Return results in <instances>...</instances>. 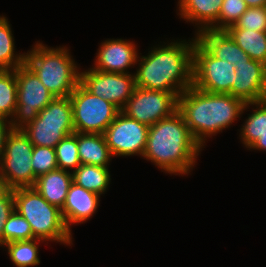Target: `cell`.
Listing matches in <instances>:
<instances>
[{"label":"cell","instance_id":"6da1fadb","mask_svg":"<svg viewBox=\"0 0 266 267\" xmlns=\"http://www.w3.org/2000/svg\"><path fill=\"white\" fill-rule=\"evenodd\" d=\"M191 39H171L149 48L138 56L136 87L176 93L178 96L193 86L194 45Z\"/></svg>","mask_w":266,"mask_h":267},{"label":"cell","instance_id":"7a4b0ae2","mask_svg":"<svg viewBox=\"0 0 266 267\" xmlns=\"http://www.w3.org/2000/svg\"><path fill=\"white\" fill-rule=\"evenodd\" d=\"M202 149L177 110L171 116L149 126L142 159L150 161L165 174L188 176Z\"/></svg>","mask_w":266,"mask_h":267},{"label":"cell","instance_id":"3957f363","mask_svg":"<svg viewBox=\"0 0 266 267\" xmlns=\"http://www.w3.org/2000/svg\"><path fill=\"white\" fill-rule=\"evenodd\" d=\"M249 107L250 103L230 94L205 92L191 86L178 96L177 110L194 139L205 148L207 139L231 127L245 111H250Z\"/></svg>","mask_w":266,"mask_h":267},{"label":"cell","instance_id":"277c9868","mask_svg":"<svg viewBox=\"0 0 266 267\" xmlns=\"http://www.w3.org/2000/svg\"><path fill=\"white\" fill-rule=\"evenodd\" d=\"M26 52L25 64L55 97H69L80 83L81 68L65 45L50 47L35 41Z\"/></svg>","mask_w":266,"mask_h":267},{"label":"cell","instance_id":"5b68a950","mask_svg":"<svg viewBox=\"0 0 266 267\" xmlns=\"http://www.w3.org/2000/svg\"><path fill=\"white\" fill-rule=\"evenodd\" d=\"M14 210L30 224L33 235L44 241L73 245V234L67 228L61 209L49 204L34 187L13 189Z\"/></svg>","mask_w":266,"mask_h":267},{"label":"cell","instance_id":"8992f818","mask_svg":"<svg viewBox=\"0 0 266 267\" xmlns=\"http://www.w3.org/2000/svg\"><path fill=\"white\" fill-rule=\"evenodd\" d=\"M21 130L33 146L55 148L65 136L75 132L70 98L55 97Z\"/></svg>","mask_w":266,"mask_h":267},{"label":"cell","instance_id":"52a82bcc","mask_svg":"<svg viewBox=\"0 0 266 267\" xmlns=\"http://www.w3.org/2000/svg\"><path fill=\"white\" fill-rule=\"evenodd\" d=\"M73 108V124L77 133L104 134L120 110L107 100L97 97L80 83L69 96Z\"/></svg>","mask_w":266,"mask_h":267},{"label":"cell","instance_id":"ba28073f","mask_svg":"<svg viewBox=\"0 0 266 267\" xmlns=\"http://www.w3.org/2000/svg\"><path fill=\"white\" fill-rule=\"evenodd\" d=\"M33 148V144L21 129H13L7 136L0 174L11 190L34 186L37 177L31 164Z\"/></svg>","mask_w":266,"mask_h":267},{"label":"cell","instance_id":"9c48e42d","mask_svg":"<svg viewBox=\"0 0 266 267\" xmlns=\"http://www.w3.org/2000/svg\"><path fill=\"white\" fill-rule=\"evenodd\" d=\"M17 106L10 122L12 129H22L32 122L55 96L43 85L33 71L23 64L16 68Z\"/></svg>","mask_w":266,"mask_h":267},{"label":"cell","instance_id":"30bf717a","mask_svg":"<svg viewBox=\"0 0 266 267\" xmlns=\"http://www.w3.org/2000/svg\"><path fill=\"white\" fill-rule=\"evenodd\" d=\"M235 78V66L215 58L196 39L194 45L193 86L205 92L230 94Z\"/></svg>","mask_w":266,"mask_h":267},{"label":"cell","instance_id":"8fae6325","mask_svg":"<svg viewBox=\"0 0 266 267\" xmlns=\"http://www.w3.org/2000/svg\"><path fill=\"white\" fill-rule=\"evenodd\" d=\"M177 109L176 93L136 87L121 112L140 123L152 126L171 116Z\"/></svg>","mask_w":266,"mask_h":267},{"label":"cell","instance_id":"7c38bea8","mask_svg":"<svg viewBox=\"0 0 266 267\" xmlns=\"http://www.w3.org/2000/svg\"><path fill=\"white\" fill-rule=\"evenodd\" d=\"M149 126L129 118L121 111L108 126L104 136L113 157L140 156L142 158Z\"/></svg>","mask_w":266,"mask_h":267},{"label":"cell","instance_id":"4fadbf2b","mask_svg":"<svg viewBox=\"0 0 266 267\" xmlns=\"http://www.w3.org/2000/svg\"><path fill=\"white\" fill-rule=\"evenodd\" d=\"M80 84L90 93L114 104L120 111L136 88L135 74L81 70Z\"/></svg>","mask_w":266,"mask_h":267},{"label":"cell","instance_id":"5bb4252c","mask_svg":"<svg viewBox=\"0 0 266 267\" xmlns=\"http://www.w3.org/2000/svg\"><path fill=\"white\" fill-rule=\"evenodd\" d=\"M99 45L92 69L107 73L135 74L134 71H129L137 65L139 56V49L133 40L112 38Z\"/></svg>","mask_w":266,"mask_h":267},{"label":"cell","instance_id":"9a60e30c","mask_svg":"<svg viewBox=\"0 0 266 267\" xmlns=\"http://www.w3.org/2000/svg\"><path fill=\"white\" fill-rule=\"evenodd\" d=\"M236 78L230 95L245 103L258 102L266 99V65L257 60L241 62L234 65Z\"/></svg>","mask_w":266,"mask_h":267},{"label":"cell","instance_id":"2e32d148","mask_svg":"<svg viewBox=\"0 0 266 267\" xmlns=\"http://www.w3.org/2000/svg\"><path fill=\"white\" fill-rule=\"evenodd\" d=\"M100 197L97 193L87 191L74 182L71 183L61 209L63 219L70 232H72V225L84 224L96 214L100 206Z\"/></svg>","mask_w":266,"mask_h":267},{"label":"cell","instance_id":"e0dca14e","mask_svg":"<svg viewBox=\"0 0 266 267\" xmlns=\"http://www.w3.org/2000/svg\"><path fill=\"white\" fill-rule=\"evenodd\" d=\"M177 3V15L195 25L196 35L210 29L218 21L223 0H178Z\"/></svg>","mask_w":266,"mask_h":267},{"label":"cell","instance_id":"ac0fdd59","mask_svg":"<svg viewBox=\"0 0 266 267\" xmlns=\"http://www.w3.org/2000/svg\"><path fill=\"white\" fill-rule=\"evenodd\" d=\"M196 38L215 58L221 61L238 65L251 60L226 31L206 29L196 34Z\"/></svg>","mask_w":266,"mask_h":267},{"label":"cell","instance_id":"d6986e66","mask_svg":"<svg viewBox=\"0 0 266 267\" xmlns=\"http://www.w3.org/2000/svg\"><path fill=\"white\" fill-rule=\"evenodd\" d=\"M72 182V172L55 169L38 176L33 187L49 204L62 209Z\"/></svg>","mask_w":266,"mask_h":267},{"label":"cell","instance_id":"ffe728a7","mask_svg":"<svg viewBox=\"0 0 266 267\" xmlns=\"http://www.w3.org/2000/svg\"><path fill=\"white\" fill-rule=\"evenodd\" d=\"M77 144L81 164L110 167L113 156L104 134L77 133Z\"/></svg>","mask_w":266,"mask_h":267},{"label":"cell","instance_id":"44dd1931","mask_svg":"<svg viewBox=\"0 0 266 267\" xmlns=\"http://www.w3.org/2000/svg\"><path fill=\"white\" fill-rule=\"evenodd\" d=\"M72 175L74 183L100 196L105 194L110 187L111 174L109 167L81 164Z\"/></svg>","mask_w":266,"mask_h":267},{"label":"cell","instance_id":"7402d4cb","mask_svg":"<svg viewBox=\"0 0 266 267\" xmlns=\"http://www.w3.org/2000/svg\"><path fill=\"white\" fill-rule=\"evenodd\" d=\"M251 113L244 120L239 131V139L248 150L254 142L266 134V99L258 102H250Z\"/></svg>","mask_w":266,"mask_h":267},{"label":"cell","instance_id":"603a6c76","mask_svg":"<svg viewBox=\"0 0 266 267\" xmlns=\"http://www.w3.org/2000/svg\"><path fill=\"white\" fill-rule=\"evenodd\" d=\"M8 18L0 15V70H15L25 64L26 52L17 53Z\"/></svg>","mask_w":266,"mask_h":267},{"label":"cell","instance_id":"cb8c5ba5","mask_svg":"<svg viewBox=\"0 0 266 267\" xmlns=\"http://www.w3.org/2000/svg\"><path fill=\"white\" fill-rule=\"evenodd\" d=\"M226 32L249 58L266 65V32L249 29H227Z\"/></svg>","mask_w":266,"mask_h":267},{"label":"cell","instance_id":"d4e9b609","mask_svg":"<svg viewBox=\"0 0 266 267\" xmlns=\"http://www.w3.org/2000/svg\"><path fill=\"white\" fill-rule=\"evenodd\" d=\"M45 242L42 239L35 238L26 241L9 242L1 248L7 251L9 259L14 266L32 267L40 264L39 246Z\"/></svg>","mask_w":266,"mask_h":267},{"label":"cell","instance_id":"484cf974","mask_svg":"<svg viewBox=\"0 0 266 267\" xmlns=\"http://www.w3.org/2000/svg\"><path fill=\"white\" fill-rule=\"evenodd\" d=\"M17 80L15 70L0 71V117L11 120L17 106Z\"/></svg>","mask_w":266,"mask_h":267},{"label":"cell","instance_id":"4316f807","mask_svg":"<svg viewBox=\"0 0 266 267\" xmlns=\"http://www.w3.org/2000/svg\"><path fill=\"white\" fill-rule=\"evenodd\" d=\"M58 169L74 172L80 165L77 132L65 136L55 147Z\"/></svg>","mask_w":266,"mask_h":267},{"label":"cell","instance_id":"83f0119b","mask_svg":"<svg viewBox=\"0 0 266 267\" xmlns=\"http://www.w3.org/2000/svg\"><path fill=\"white\" fill-rule=\"evenodd\" d=\"M33 235L30 224L14 210L5 222L3 229V245L9 242L32 240Z\"/></svg>","mask_w":266,"mask_h":267},{"label":"cell","instance_id":"f1b7e54d","mask_svg":"<svg viewBox=\"0 0 266 267\" xmlns=\"http://www.w3.org/2000/svg\"><path fill=\"white\" fill-rule=\"evenodd\" d=\"M249 7L244 0H223L218 21L210 28L215 31H226L233 26Z\"/></svg>","mask_w":266,"mask_h":267},{"label":"cell","instance_id":"f546056e","mask_svg":"<svg viewBox=\"0 0 266 267\" xmlns=\"http://www.w3.org/2000/svg\"><path fill=\"white\" fill-rule=\"evenodd\" d=\"M31 159L32 169L36 177L58 169L55 148L34 146Z\"/></svg>","mask_w":266,"mask_h":267},{"label":"cell","instance_id":"4dcf8cb0","mask_svg":"<svg viewBox=\"0 0 266 267\" xmlns=\"http://www.w3.org/2000/svg\"><path fill=\"white\" fill-rule=\"evenodd\" d=\"M228 29H249L266 32V9L265 7L248 8L238 21Z\"/></svg>","mask_w":266,"mask_h":267},{"label":"cell","instance_id":"1f68e13d","mask_svg":"<svg viewBox=\"0 0 266 267\" xmlns=\"http://www.w3.org/2000/svg\"><path fill=\"white\" fill-rule=\"evenodd\" d=\"M14 211L13 189L0 199V247L3 246V229L8 217Z\"/></svg>","mask_w":266,"mask_h":267},{"label":"cell","instance_id":"d6a6232c","mask_svg":"<svg viewBox=\"0 0 266 267\" xmlns=\"http://www.w3.org/2000/svg\"><path fill=\"white\" fill-rule=\"evenodd\" d=\"M12 130L13 129L10 120L7 118L0 117V165L4 153L7 136Z\"/></svg>","mask_w":266,"mask_h":267},{"label":"cell","instance_id":"836d02e7","mask_svg":"<svg viewBox=\"0 0 266 267\" xmlns=\"http://www.w3.org/2000/svg\"><path fill=\"white\" fill-rule=\"evenodd\" d=\"M248 150L266 151V134L259 137Z\"/></svg>","mask_w":266,"mask_h":267},{"label":"cell","instance_id":"e575fe53","mask_svg":"<svg viewBox=\"0 0 266 267\" xmlns=\"http://www.w3.org/2000/svg\"><path fill=\"white\" fill-rule=\"evenodd\" d=\"M11 189L7 186L6 181L0 174V199H2Z\"/></svg>","mask_w":266,"mask_h":267},{"label":"cell","instance_id":"d590c367","mask_svg":"<svg viewBox=\"0 0 266 267\" xmlns=\"http://www.w3.org/2000/svg\"><path fill=\"white\" fill-rule=\"evenodd\" d=\"M244 1L249 8L266 6V0H244Z\"/></svg>","mask_w":266,"mask_h":267}]
</instances>
